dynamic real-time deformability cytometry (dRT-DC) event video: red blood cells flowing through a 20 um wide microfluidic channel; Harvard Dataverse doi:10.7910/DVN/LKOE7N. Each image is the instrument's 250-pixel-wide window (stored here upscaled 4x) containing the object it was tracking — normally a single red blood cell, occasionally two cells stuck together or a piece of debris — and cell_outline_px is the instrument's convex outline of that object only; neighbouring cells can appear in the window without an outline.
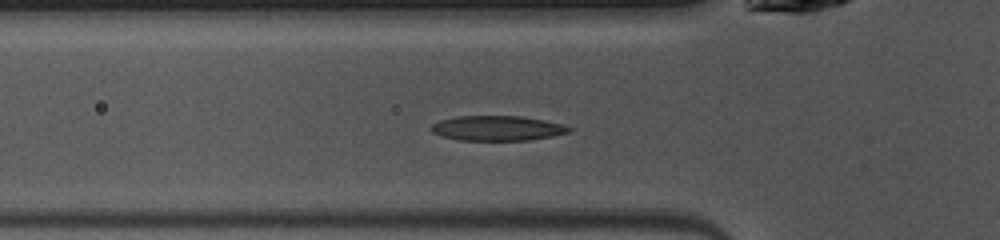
{"species": "common noctule bat (a hibernating species)", "species_latin": "Nyctalus noctula", "temperature_condition": "warm", "stored_images_in_passage": 37, "camera_frame_rate_fps": 3000, "um_per_image_px": 0.085, "animal": {"sex": "female", "body_mass_g": 10.0, "forearm_length_mm": 53.1}, "frame": {"image": 1, "passage_image": 3, "time_ms": 0.667, "image_size_px": [1000, 240], "cell_outline_px": [[572, 128], [568, 132], [552, 136], [528, 140], [456, 140], [440, 136], [432, 132], [428, 128], [432, 124], [440, 120], [456, 116], [520, 116], [544, 120], [564, 124]], "centroid_in_image_um": [42.22, 10.89], "position_along_channel_um": 83.6, "area_um2": 20.11}}
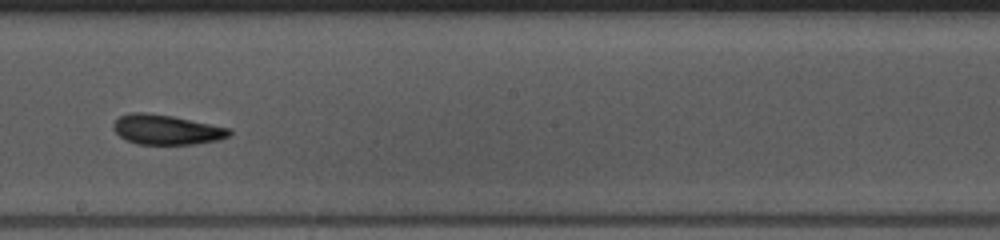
{"frame": {"image": 2, "passage_image": 14, "time_ms": 4.333, "image_size_px": [1000, 240], "cell_outline_px": [[232, 132], [228, 136], [216, 140], [192, 144], [136, 144], [120, 136], [112, 128], [112, 124], [120, 116], [132, 112], [148, 112], [172, 116], [232, 128]], "centroid_in_image_um": [14.14, 11.01], "position_along_channel_um": 234.1, "area_um2": 20.11}}
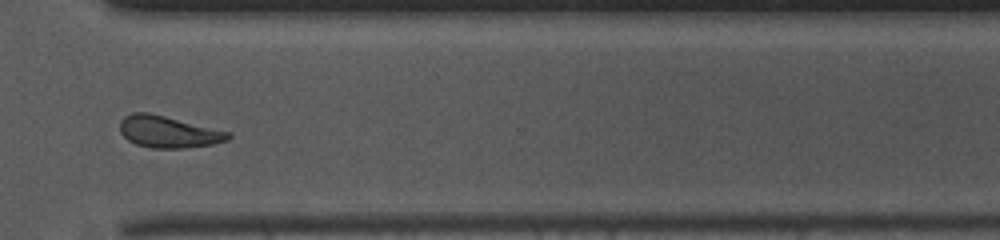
{"frame": {"image": 3, "passage_image": 23, "time_ms": 7.333, "image_size_px": [1000, 240], "cell_outline_px": [[232, 136], [228, 140], [212, 144], [184, 148], [152, 148], [136, 144], [128, 140], [120, 132], [120, 120], [124, 116], [132, 112], [148, 112], [228, 132]], "centroid_in_image_um": [14.26, 11.21], "position_along_channel_um": 356.3, "area_um2": 19.77}, "authors_computed_cell_mechanics": {"area_um2": 20.1144, "velocity_mm_per_s": 4.0906, "shape_relaxation_time_tau1_ms": 3.9713, "shape_relaxation_time_tau2_ms": 5.0541, "deformation_change_tau1": 0.1629, "deformation_change_tau2": 0.1424}}